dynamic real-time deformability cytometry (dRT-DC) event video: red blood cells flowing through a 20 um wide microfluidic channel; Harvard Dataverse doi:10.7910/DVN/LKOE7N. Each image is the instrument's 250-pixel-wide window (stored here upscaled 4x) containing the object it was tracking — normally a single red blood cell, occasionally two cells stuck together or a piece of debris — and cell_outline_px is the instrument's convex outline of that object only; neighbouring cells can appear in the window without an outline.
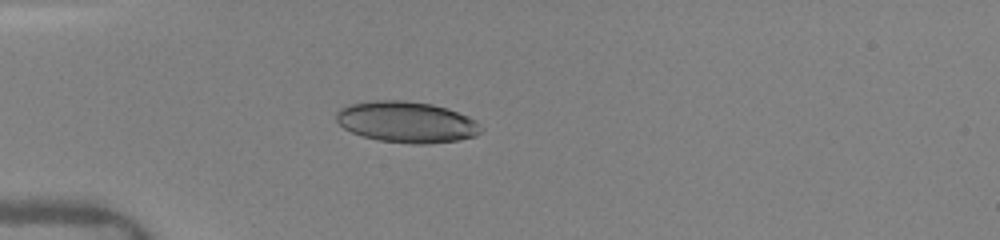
{"species": "human", "species_latin": "Homo sapiens", "temperature_condition": "warm", "stored_images_in_passage": 6, "camera_frame_rate_fps": 3000, "um_per_image_px": 0.085, "donor": {"sex": "female"}, "frame": {"image": 1, "passage_image": 1, "time_ms": 0.0, "image_size_px": [1000, 240], "cell_outline_px": [[484, 128], [476, 136], [456, 140], [428, 144], [416, 144], [380, 140], [364, 136], [352, 132], [344, 128], [336, 120], [336, 112], [340, 108], [352, 104], [376, 100], [404, 100], [432, 104], [448, 108], [468, 116], [476, 120]], "centroid_in_image_um": [34.6, 10.36], "position_along_channel_um": 50.4, "area_um2": 34.62}}
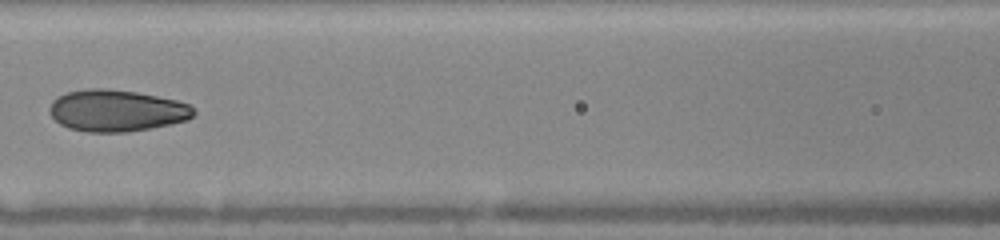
{"frame": {"image": 2, "passage_image": 4, "time_ms": 3.0, "image_size_px": [1000, 240], "cell_outline_px": [[196, 112], [188, 120], [152, 128], [128, 132], [88, 132], [68, 128], [60, 124], [48, 112], [48, 108], [52, 100], [56, 96], [68, 92], [84, 88], [108, 88], [136, 92], [176, 100], [188, 104]], "centroid_in_image_um": [9.87, 9.4], "position_along_channel_um": 156.7, "area_um2": 35.26}}
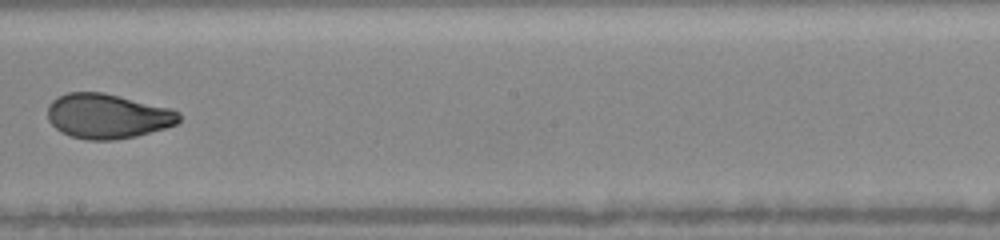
{"frame": {"image": 3, "passage_image": 6, "time_ms": 5.0, "image_size_px": [1000, 240], "cell_outline_px": [[180, 120], [176, 124], [164, 128], [136, 136], [116, 140], [84, 140], [60, 132], [48, 120], [48, 104], [52, 100], [68, 92], [104, 92], [172, 108], [180, 112]], "centroid_in_image_um": [9.15, 9.87], "position_along_channel_um": 239.1, "area_um2": 34.51}}